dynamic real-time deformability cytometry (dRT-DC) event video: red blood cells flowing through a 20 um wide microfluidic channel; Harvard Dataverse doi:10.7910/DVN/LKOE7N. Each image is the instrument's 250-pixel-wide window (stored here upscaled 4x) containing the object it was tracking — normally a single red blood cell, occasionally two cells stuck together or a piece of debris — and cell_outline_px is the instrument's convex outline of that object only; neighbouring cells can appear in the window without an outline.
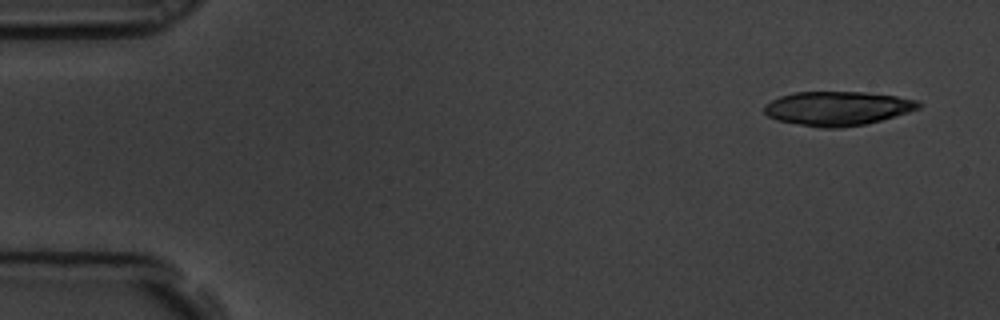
{"species": "common noctule bat (a hibernating species)", "species_latin": "Nyctalus noctula", "temperature_condition": "room temperature", "stored_images_in_passage": 6, "camera_frame_rate_fps": 3000, "um_per_image_px": 0.085, "animal": {"sex": "male", "body_mass_g": 19.5, "forearm_length_mm": 54.6}, "frame": {"image": 1, "passage_image": 1, "time_ms": 0.0, "image_size_px": [1000, 320], "cell_outline_px": [[924, 104], [920, 108], [908, 112], [880, 120], [864, 124], [840, 128], [820, 128], [776, 120], [768, 116], [764, 112], [764, 104], [780, 96], [796, 92], [868, 92], [896, 96], [916, 100]], "centroid_in_image_um": [71.18, 9.21], "position_along_channel_um": 13.8, "area_um2": 30.69}}